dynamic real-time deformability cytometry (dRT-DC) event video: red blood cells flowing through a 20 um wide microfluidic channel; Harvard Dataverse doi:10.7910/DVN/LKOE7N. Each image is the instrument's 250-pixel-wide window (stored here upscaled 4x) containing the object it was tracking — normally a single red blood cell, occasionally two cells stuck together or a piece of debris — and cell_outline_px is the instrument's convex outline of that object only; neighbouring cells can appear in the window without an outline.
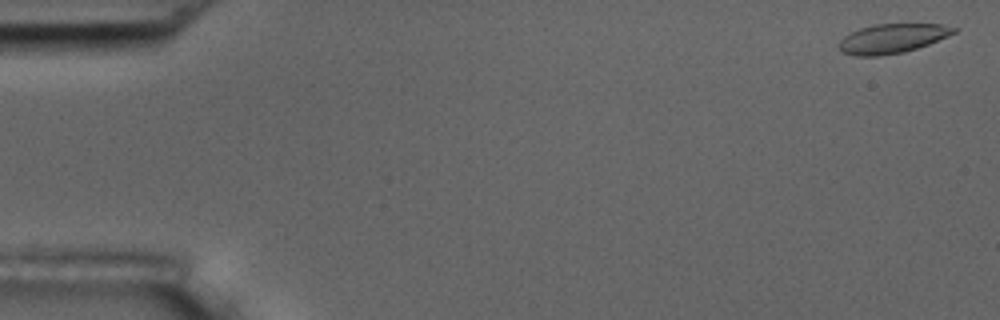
{"species": "common noctule bat (a hibernating species)", "species_latin": "Nyctalus noctula", "temperature_condition": "room temperature", "stored_images_in_passage": 11, "camera_frame_rate_fps": 3000, "um_per_image_px": 0.085, "animal": {"sex": "male", "body_mass_g": 17.5, "forearm_length_mm": 52.3}, "frame": {"image": 1, "passage_image": 1, "time_ms": 0.0, "image_size_px": [1000, 320], "cell_outline_px": [[960, 28], [956, 32], [948, 36], [928, 44], [904, 52], [880, 56], [856, 56], [840, 52], [840, 40], [844, 36], [860, 28], [872, 24], [944, 24]], "centroid_in_image_um": [75.86, 3.27], "position_along_channel_um": 9.1, "area_um2": 19.71}}
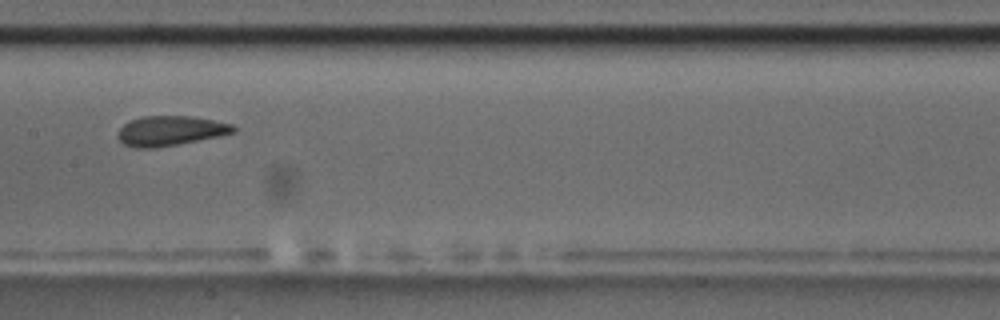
{"frame": {"image": 2, "passage_image": 8, "time_ms": 2.333, "image_size_px": [1000, 320], "cell_outline_px": [[236, 132], [220, 136], [156, 148], [136, 148], [124, 144], [116, 136], [120, 128], [124, 124], [132, 120], [144, 116], [192, 116], [232, 124], [236, 128]], "centroid_in_image_um": [14.48, 11.12], "position_along_channel_um": 192.9, "area_um2": 20.0}}
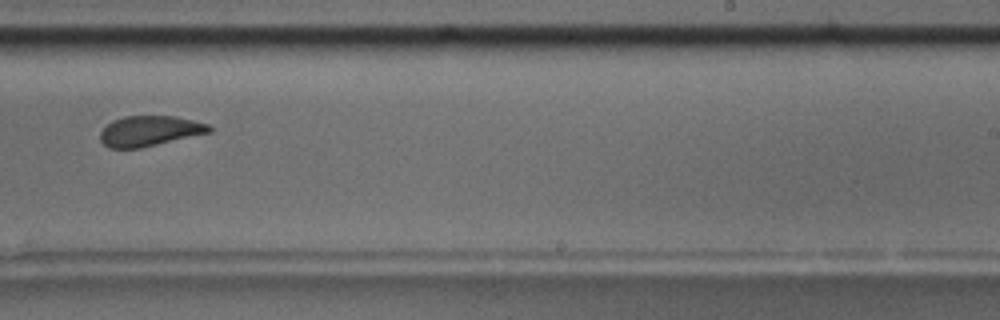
{"frame": {"image": 3, "passage_image": 10, "time_ms": 3.0, "image_size_px": [1000, 320], "cell_outline_px": [[212, 132], [140, 148], [108, 148], [100, 140], [100, 132], [112, 120], [124, 116], [176, 116], [208, 124], [212, 128]], "centroid_in_image_um": [12.72, 11.13], "position_along_channel_um": 276.3, "area_um2": 19.25}}